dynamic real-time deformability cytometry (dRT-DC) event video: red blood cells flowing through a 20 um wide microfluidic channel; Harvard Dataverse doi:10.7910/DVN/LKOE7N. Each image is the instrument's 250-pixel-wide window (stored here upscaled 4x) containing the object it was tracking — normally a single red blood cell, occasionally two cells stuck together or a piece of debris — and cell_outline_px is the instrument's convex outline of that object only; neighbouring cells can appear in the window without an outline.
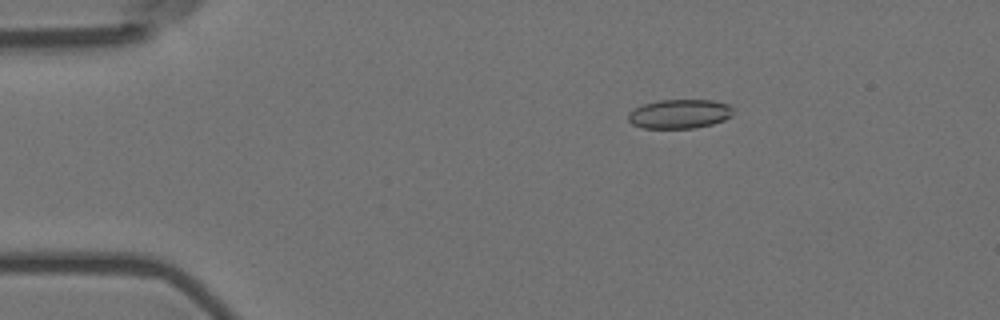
{"species": "Egyptian fruit bat (a non-hibernating species)", "species_latin": "Rousettus aegyptiacus", "temperature_condition": "room temperature", "stored_images_in_passage": 5, "camera_frame_rate_fps": 3000, "um_per_image_px": 0.085, "animal": {"sex": "female"}, "frame": {"image": 1, "passage_image": 2, "time_ms": 0.333, "image_size_px": [1000, 320], "cell_outline_px": [[732, 116], [724, 120], [712, 124], [696, 128], [644, 128], [632, 124], [628, 120], [628, 112], [644, 104], [660, 100], [712, 100], [728, 104], [732, 108]], "centroid_in_image_um": [57.76, 9.68], "position_along_channel_um": 27.2, "area_um2": 17.8}}